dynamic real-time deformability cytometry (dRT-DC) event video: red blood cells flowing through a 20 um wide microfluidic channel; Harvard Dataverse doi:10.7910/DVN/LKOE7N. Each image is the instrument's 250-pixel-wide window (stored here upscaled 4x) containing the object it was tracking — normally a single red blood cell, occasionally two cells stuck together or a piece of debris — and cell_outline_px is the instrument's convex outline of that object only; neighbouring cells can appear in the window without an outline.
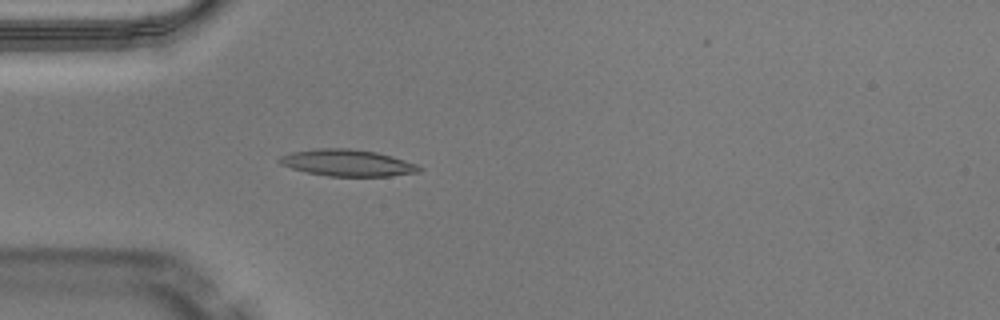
{"species": "Egyptian fruit bat (a non-hibernating species)", "species_latin": "Rousettus aegyptiacus", "temperature_condition": "warm", "stored_images_in_passage": 48, "camera_frame_rate_fps": 3000, "um_per_image_px": 0.085, "animal": {"sex": "male"}, "frame": {"image": 1, "passage_image": 13, "time_ms": 4.0, "image_size_px": [1000, 320], "cell_outline_px": [[424, 168], [420, 172], [388, 176], [328, 176], [308, 172], [292, 168], [280, 164], [276, 160], [280, 156], [292, 152], [316, 148], [348, 148], [376, 152], [404, 160], [416, 164]], "centroid_in_image_um": [29.52, 13.84], "position_along_channel_um": 55.5, "area_um2": 21.62}}
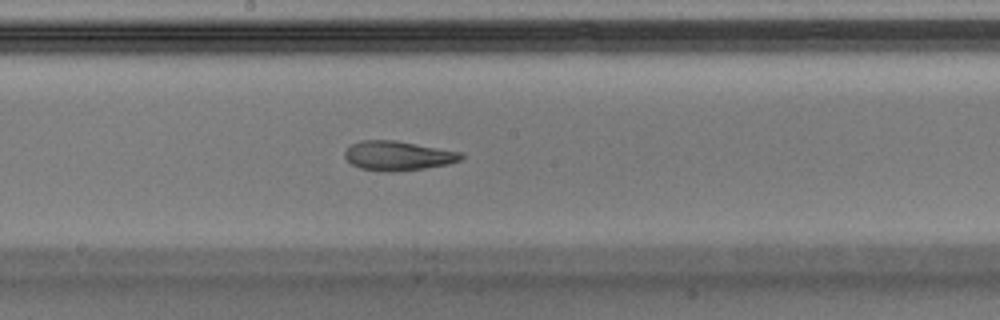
{"frame": {"image": 2, "passage_image": 25, "time_ms": 8.0, "image_size_px": [1000, 320], "cell_outline_px": [[464, 156], [460, 160], [448, 164], [424, 168], [392, 172], [384, 172], [360, 168], [352, 164], [344, 156], [344, 152], [352, 144], [360, 140], [396, 140], [464, 152]], "centroid_in_image_um": [33.85, 13.23], "position_along_channel_um": 214.4, "area_um2": 20.06}}
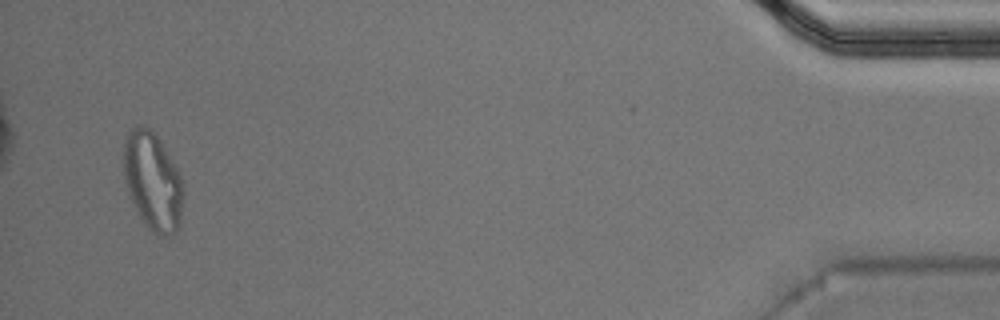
{"frame": {"image": 3, "passage_image": 46, "time_ms": 15.0, "image_size_px": [1000, 320], "cell_outline_px": [[184, 192], [180, 224], [176, 232], [164, 236], [156, 236], [144, 224], [128, 196], [124, 176], [124, 140], [128, 132], [136, 124], [140, 124], [152, 128], [176, 168], [180, 176], [184, 188]], "centroid_in_image_um": [12.97, 15.42], "position_along_channel_um": 422.2, "area_um2": 34.39}, "authors_computed_cell_mechanics": {"area_um2": 20.6346, "velocity_mm_per_s": 4.1017, "shape_relaxation_time_tau1_ms": null, "shape_relaxation_time_tau2_ms": 2.3669, "deformation_change_tau1": null, "deformation_change_tau2": 0.1145}}